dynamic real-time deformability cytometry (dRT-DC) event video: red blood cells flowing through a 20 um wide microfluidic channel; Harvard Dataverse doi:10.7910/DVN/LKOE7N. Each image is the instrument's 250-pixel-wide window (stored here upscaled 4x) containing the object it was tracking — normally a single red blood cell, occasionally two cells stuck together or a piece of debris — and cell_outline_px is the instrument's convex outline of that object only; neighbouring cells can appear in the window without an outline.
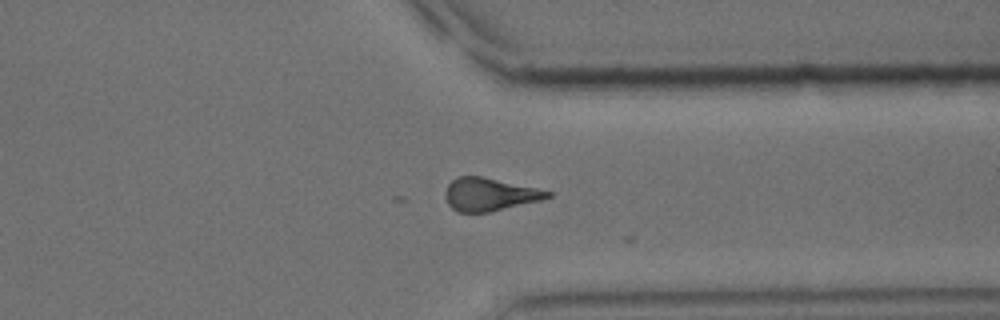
{"species": "common noctule bat (a hibernating species)", "species_latin": "Nyctalus noctula", "temperature_condition": "cold", "stored_images_in_passage": 27, "camera_frame_rate_fps": 3000, "um_per_image_px": 0.085, "animal": {"sex": "male", "body_mass_g": 15.6}, "frame": {"image": 1, "passage_image": 26, "time_ms": 8.333, "image_size_px": [1000, 320], "cell_outline_px": [[552, 196], [540, 200], [488, 212], [456, 212], [448, 204], [444, 196], [444, 192], [448, 184], [456, 176], [484, 176], [536, 188], [552, 192]], "centroid_in_image_um": [41.56, 16.51], "position_along_channel_um": 369.8, "area_um2": 19.59}}